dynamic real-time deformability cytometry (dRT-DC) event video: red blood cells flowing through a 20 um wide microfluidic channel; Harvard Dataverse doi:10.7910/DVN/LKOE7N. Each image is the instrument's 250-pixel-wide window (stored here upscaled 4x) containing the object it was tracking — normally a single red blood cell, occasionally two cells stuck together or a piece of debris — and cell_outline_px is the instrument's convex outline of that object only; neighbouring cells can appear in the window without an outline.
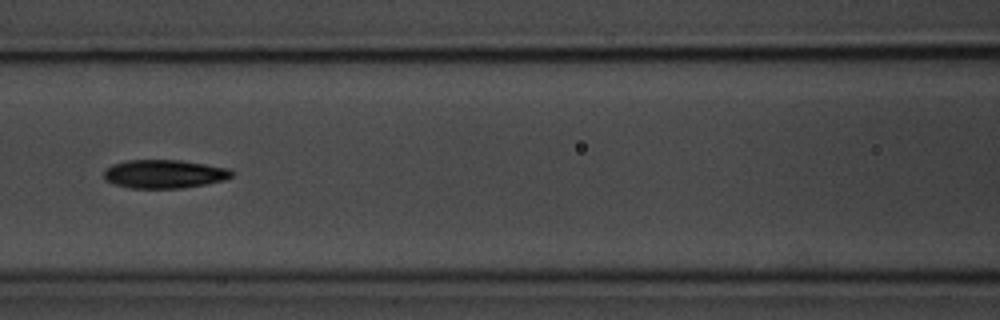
{"species": "common noctule bat (a hibernating species)", "species_latin": "Nyctalus noctula", "temperature_condition": "room temperature", "stored_images_in_passage": 20, "camera_frame_rate_fps": 3000, "um_per_image_px": 0.085, "animal": {"sex": "male", "body_mass_g": 20.1, "forearm_length_mm": 53.5}, "frame": {"image": 1, "passage_image": 9, "time_ms": 2.667, "image_size_px": [1000, 320], "cell_outline_px": [[232, 176], [224, 180], [204, 184], [180, 188], [132, 188], [116, 184], [104, 180], [104, 172], [112, 164], [128, 160], [180, 160], [228, 168], [232, 172]], "centroid_in_image_um": [13.94, 14.78], "position_along_channel_um": 152.7, "area_um2": 20.98}}
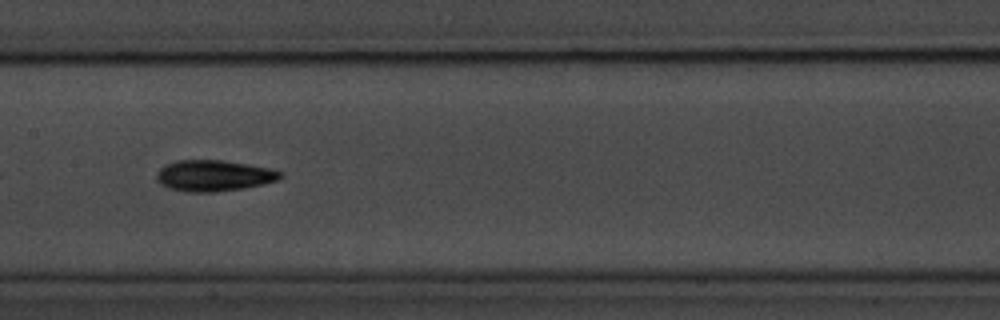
{"frame": {"image": 2, "passage_image": 12, "time_ms": 3.667, "image_size_px": [1000, 320], "cell_outline_px": [[284, 176], [280, 180], [264, 184], [244, 188], [216, 192], [188, 192], [168, 188], [160, 184], [156, 180], [156, 172], [164, 164], [176, 160], [220, 160], [268, 168], [284, 172]], "centroid_in_image_um": [18.16, 14.94], "position_along_channel_um": 189.2, "area_um2": 22.66}}